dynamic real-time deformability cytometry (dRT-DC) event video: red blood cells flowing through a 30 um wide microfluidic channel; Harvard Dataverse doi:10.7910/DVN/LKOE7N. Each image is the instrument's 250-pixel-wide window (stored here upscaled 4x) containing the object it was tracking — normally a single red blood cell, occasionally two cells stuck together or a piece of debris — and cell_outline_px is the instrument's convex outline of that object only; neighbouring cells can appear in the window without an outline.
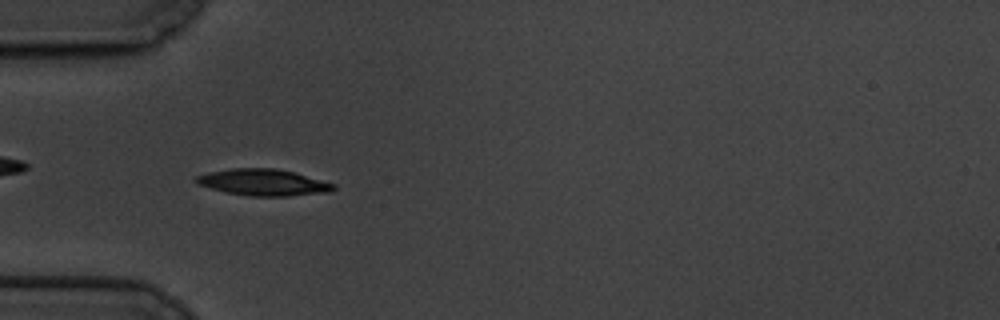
{"species": "common noctule bat (a hibernating species)", "species_latin": "Nyctalus noctula", "temperature_condition": "cold", "stored_images_in_passage": 60, "camera_frame_rate_fps": 3000, "um_per_image_px": 0.085, "animal": {"sex": "male", "body_mass_g": 19.5, "forearm_length_mm": 54.6}, "frame": {"image": 1, "passage_image": 18, "time_ms": 5.667, "image_size_px": [1000, 320], "cell_outline_px": [[336, 188], [332, 192], [288, 196], [248, 196], [224, 192], [196, 184], [192, 180], [196, 176], [208, 172], [232, 168], [276, 168], [292, 172], [336, 184]], "centroid_in_image_um": [22.34, 15.51], "position_along_channel_um": 62.7, "area_um2": 21.39}}
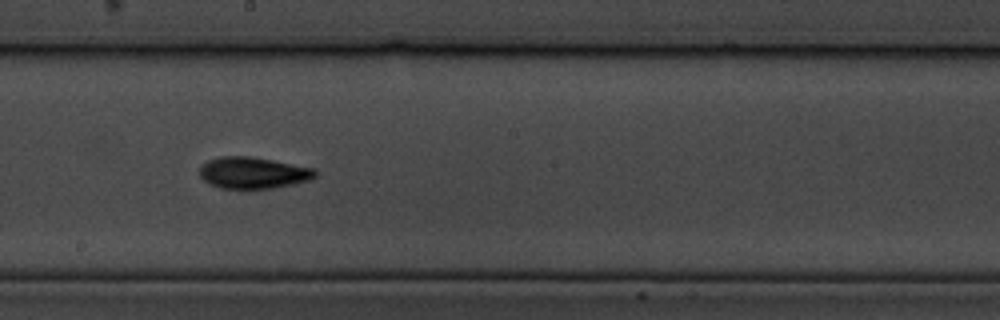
{"frame": {"image": 2, "passage_image": 33, "time_ms": 10.667, "image_size_px": [1000, 320], "cell_outline_px": [[316, 176], [312, 180], [272, 188], [220, 188], [208, 184], [200, 176], [200, 164], [208, 160], [220, 156], [248, 156], [272, 160], [316, 168]], "centroid_in_image_um": [21.51, 14.68], "position_along_channel_um": 226.7, "area_um2": 21.33}}
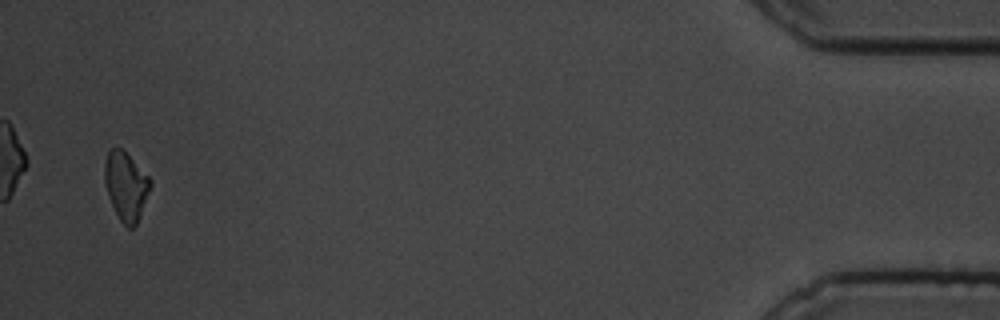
{"frame": {"image": 3, "passage_image": 58, "time_ms": 19.0, "image_size_px": [1000, 320], "cell_outline_px": [[152, 184], [136, 224], [132, 228], [128, 228], [120, 220], [108, 196], [104, 180], [104, 164], [108, 152], [112, 148], [120, 148], [152, 180]], "centroid_in_image_um": [10.69, 15.82], "position_along_channel_um": 424.5, "area_um2": 17.74}, "authors_computed_cell_mechanics": {"area_um2": 19.4208, "velocity_mm_per_s": 3.3281, "shape_relaxation_time_tau1_ms": 2.9398, "shape_relaxation_time_tau2_ms": 3.2989, "deformation_change_tau1": 0.1259, "deformation_change_tau2": 0.0873}}